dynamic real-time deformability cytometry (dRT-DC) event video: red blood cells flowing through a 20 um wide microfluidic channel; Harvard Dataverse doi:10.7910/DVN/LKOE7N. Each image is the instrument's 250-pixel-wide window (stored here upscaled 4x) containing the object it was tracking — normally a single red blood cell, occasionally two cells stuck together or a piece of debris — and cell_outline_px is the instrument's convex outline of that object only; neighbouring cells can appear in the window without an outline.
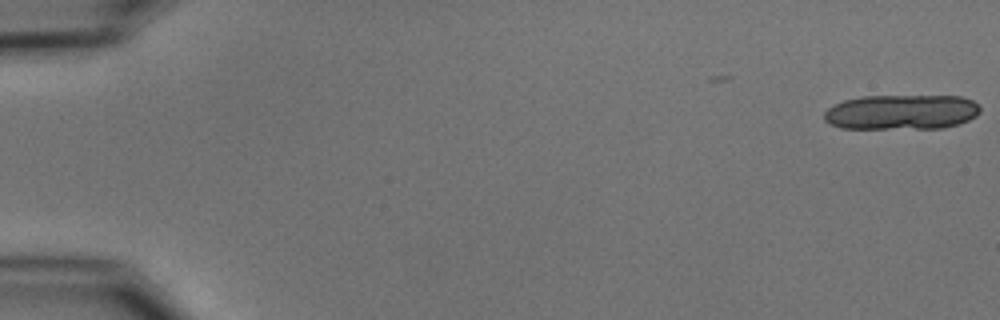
{"species": "common noctule bat (a hibernating species)", "species_latin": "Nyctalus noctula", "temperature_condition": "cold", "stored_images_in_passage": 10, "camera_frame_rate_fps": 3000, "um_per_image_px": 0.085, "animal": {"sex": "male", "body_mass_g": 15.6}, "frame": {"image": 1, "passage_image": 1, "time_ms": 0.0, "image_size_px": [1000, 320], "cell_outline_px": [[980, 112], [976, 116], [960, 124], [940, 128], [840, 128], [824, 120], [824, 112], [828, 108], [844, 100], [864, 96], [960, 96], [972, 100], [980, 104]], "centroid_in_image_um": [76.66, 9.52], "position_along_channel_um": 8.3, "area_um2": 31.85}}